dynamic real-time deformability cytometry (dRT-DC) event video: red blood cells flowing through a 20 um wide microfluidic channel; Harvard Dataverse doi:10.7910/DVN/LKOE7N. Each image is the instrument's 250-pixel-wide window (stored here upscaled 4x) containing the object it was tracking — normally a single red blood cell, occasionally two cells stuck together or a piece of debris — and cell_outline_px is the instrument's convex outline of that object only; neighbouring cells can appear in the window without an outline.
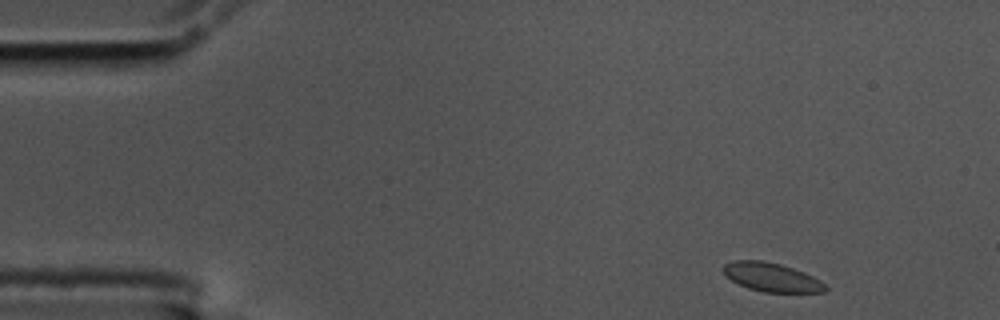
{"species": "common noctule bat (a hibernating species)", "species_latin": "Nyctalus noctula", "temperature_condition": "cold", "stored_images_in_passage": 53, "camera_frame_rate_fps": 3000, "um_per_image_px": 0.085, "animal": {"sex": "male", "body_mass_g": 17.5, "forearm_length_mm": 52.3}, "frame": {"image": 1, "passage_image": 2, "time_ms": 0.333, "image_size_px": [1000, 320], "cell_outline_px": [[828, 288], [824, 292], [764, 292], [748, 288], [732, 280], [724, 272], [724, 264], [732, 260], [764, 260], [780, 264], [804, 272], [820, 280]], "centroid_in_image_um": [65.6, 23.55], "position_along_channel_um": 19.4, "area_um2": 16.94}}
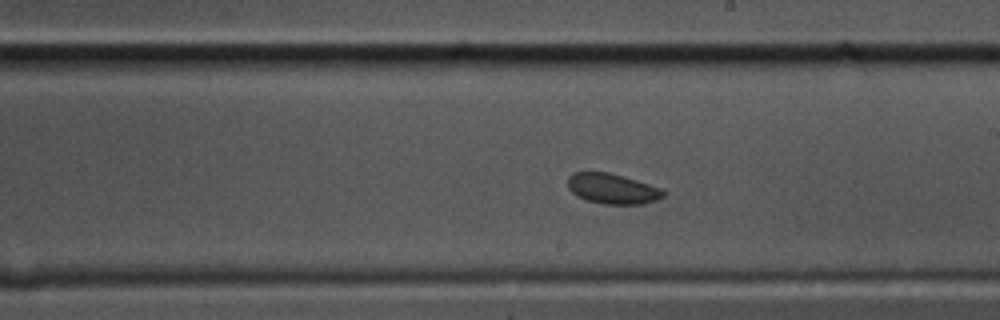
{"frame": {"image": 2, "passage_image": 28, "time_ms": 9.0, "image_size_px": [1000, 320], "cell_outline_px": [[668, 192], [664, 196], [656, 200], [644, 204], [604, 204], [588, 200], [576, 196], [568, 188], [568, 176], [572, 172], [608, 172], [624, 176], [664, 188]], "centroid_in_image_um": [52.1, 16.03], "position_along_channel_um": 236.9, "area_um2": 17.17}}
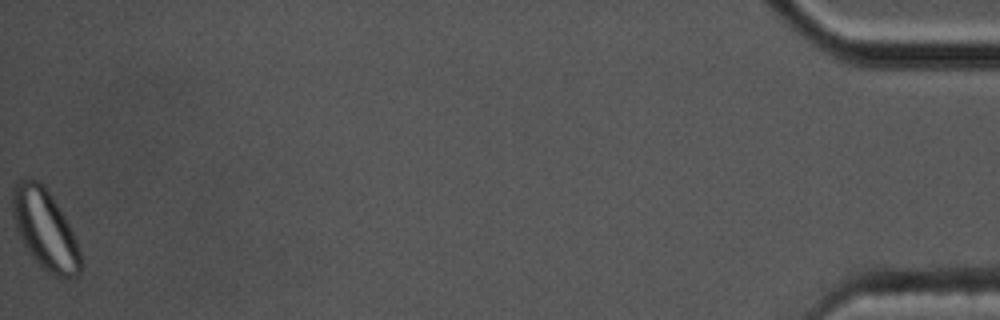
{"frame": {"image": 3, "passage_image": 53, "time_ms": 17.333, "image_size_px": [1000, 320], "cell_outline_px": [[80, 272], [76, 276], [52, 276], [28, 252], [16, 228], [12, 208], [12, 188], [16, 180], [20, 176], [28, 176], [44, 184], [52, 196], [64, 216], [80, 248]], "centroid_in_image_um": [3.79, 19.41], "position_along_channel_um": 431.4, "area_um2": 31.56}, "authors_computed_cell_mechanics": {"area_um2": 17.3978, "velocity_mm_per_s": 3.5212, "shape_relaxation_time_tau1_ms": 1.9075, "shape_relaxation_time_tau2_ms": null, "deformation_change_tau1": 0.0386, "deformation_change_tau2": null}}